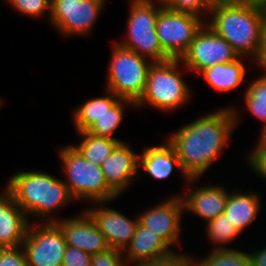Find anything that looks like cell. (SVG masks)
I'll return each mask as SVG.
<instances>
[{"mask_svg":"<svg viewBox=\"0 0 266 266\" xmlns=\"http://www.w3.org/2000/svg\"><path fill=\"white\" fill-rule=\"evenodd\" d=\"M22 247L29 266H62L67 247L63 231L55 222L29 224Z\"/></svg>","mask_w":266,"mask_h":266,"instance_id":"8fae6325","label":"cell"},{"mask_svg":"<svg viewBox=\"0 0 266 266\" xmlns=\"http://www.w3.org/2000/svg\"><path fill=\"white\" fill-rule=\"evenodd\" d=\"M251 266H266V245L262 249L249 252Z\"/></svg>","mask_w":266,"mask_h":266,"instance_id":"d590c367","label":"cell"},{"mask_svg":"<svg viewBox=\"0 0 266 266\" xmlns=\"http://www.w3.org/2000/svg\"><path fill=\"white\" fill-rule=\"evenodd\" d=\"M123 251L109 248L107 251L92 255L91 266H127Z\"/></svg>","mask_w":266,"mask_h":266,"instance_id":"4dcf8cb0","label":"cell"},{"mask_svg":"<svg viewBox=\"0 0 266 266\" xmlns=\"http://www.w3.org/2000/svg\"><path fill=\"white\" fill-rule=\"evenodd\" d=\"M239 57L235 61L224 64H216L205 69L199 75L207 81L213 89L220 92H228L239 87L245 81L247 67Z\"/></svg>","mask_w":266,"mask_h":266,"instance_id":"44dd1931","label":"cell"},{"mask_svg":"<svg viewBox=\"0 0 266 266\" xmlns=\"http://www.w3.org/2000/svg\"><path fill=\"white\" fill-rule=\"evenodd\" d=\"M262 7L266 10V0L264 1V4Z\"/></svg>","mask_w":266,"mask_h":266,"instance_id":"ab89813d","label":"cell"},{"mask_svg":"<svg viewBox=\"0 0 266 266\" xmlns=\"http://www.w3.org/2000/svg\"><path fill=\"white\" fill-rule=\"evenodd\" d=\"M266 10L256 4L227 3L210 9L206 24L224 38L239 55L257 58Z\"/></svg>","mask_w":266,"mask_h":266,"instance_id":"7a4b0ae2","label":"cell"},{"mask_svg":"<svg viewBox=\"0 0 266 266\" xmlns=\"http://www.w3.org/2000/svg\"><path fill=\"white\" fill-rule=\"evenodd\" d=\"M180 63L179 59L153 62L148 71L146 89L135 108L149 105L163 113H173L181 106H185L193 92L182 78Z\"/></svg>","mask_w":266,"mask_h":266,"instance_id":"277c9868","label":"cell"},{"mask_svg":"<svg viewBox=\"0 0 266 266\" xmlns=\"http://www.w3.org/2000/svg\"><path fill=\"white\" fill-rule=\"evenodd\" d=\"M106 204L108 202H95V208H86L85 211L104 235L109 247L124 251L136 232L138 215H135L134 220L130 219Z\"/></svg>","mask_w":266,"mask_h":266,"instance_id":"4fadbf2b","label":"cell"},{"mask_svg":"<svg viewBox=\"0 0 266 266\" xmlns=\"http://www.w3.org/2000/svg\"><path fill=\"white\" fill-rule=\"evenodd\" d=\"M171 247L157 234L152 233L140 223L131 239L130 244L123 251L127 263L130 265L140 261L157 259L170 254Z\"/></svg>","mask_w":266,"mask_h":266,"instance_id":"d6986e66","label":"cell"},{"mask_svg":"<svg viewBox=\"0 0 266 266\" xmlns=\"http://www.w3.org/2000/svg\"><path fill=\"white\" fill-rule=\"evenodd\" d=\"M253 63H255L258 68H263L264 73H266V20L264 22L263 29H262L260 51H259L257 58L255 59Z\"/></svg>","mask_w":266,"mask_h":266,"instance_id":"e575fe53","label":"cell"},{"mask_svg":"<svg viewBox=\"0 0 266 266\" xmlns=\"http://www.w3.org/2000/svg\"><path fill=\"white\" fill-rule=\"evenodd\" d=\"M244 94V103L247 111L255 118L266 123V73H262L259 77L249 81Z\"/></svg>","mask_w":266,"mask_h":266,"instance_id":"484cf974","label":"cell"},{"mask_svg":"<svg viewBox=\"0 0 266 266\" xmlns=\"http://www.w3.org/2000/svg\"><path fill=\"white\" fill-rule=\"evenodd\" d=\"M31 220L4 187L0 193V248H16L23 244Z\"/></svg>","mask_w":266,"mask_h":266,"instance_id":"e0dca14e","label":"cell"},{"mask_svg":"<svg viewBox=\"0 0 266 266\" xmlns=\"http://www.w3.org/2000/svg\"><path fill=\"white\" fill-rule=\"evenodd\" d=\"M141 151L139 168H144L145 172L154 180L164 181L169 178L175 171V167L180 170L186 183L190 179L183 172L177 154L167 140L163 144L143 147Z\"/></svg>","mask_w":266,"mask_h":266,"instance_id":"ac0fdd59","label":"cell"},{"mask_svg":"<svg viewBox=\"0 0 266 266\" xmlns=\"http://www.w3.org/2000/svg\"><path fill=\"white\" fill-rule=\"evenodd\" d=\"M14 10L24 16L31 18H40L44 14L48 15V21L51 17L52 0H8Z\"/></svg>","mask_w":266,"mask_h":266,"instance_id":"83f0119b","label":"cell"},{"mask_svg":"<svg viewBox=\"0 0 266 266\" xmlns=\"http://www.w3.org/2000/svg\"><path fill=\"white\" fill-rule=\"evenodd\" d=\"M160 2L167 9L191 13L203 18L205 21L208 19L210 12L203 0H160Z\"/></svg>","mask_w":266,"mask_h":266,"instance_id":"f1b7e54d","label":"cell"},{"mask_svg":"<svg viewBox=\"0 0 266 266\" xmlns=\"http://www.w3.org/2000/svg\"><path fill=\"white\" fill-rule=\"evenodd\" d=\"M106 0H52L49 23L61 35H89L104 8Z\"/></svg>","mask_w":266,"mask_h":266,"instance_id":"9c48e42d","label":"cell"},{"mask_svg":"<svg viewBox=\"0 0 266 266\" xmlns=\"http://www.w3.org/2000/svg\"><path fill=\"white\" fill-rule=\"evenodd\" d=\"M237 58L239 55L233 47L205 23L179 60L186 71L199 76L207 68L230 63Z\"/></svg>","mask_w":266,"mask_h":266,"instance_id":"30bf717a","label":"cell"},{"mask_svg":"<svg viewBox=\"0 0 266 266\" xmlns=\"http://www.w3.org/2000/svg\"><path fill=\"white\" fill-rule=\"evenodd\" d=\"M64 183L76 201L111 202L119 196L108 186L101 165L88 162L71 144L59 149Z\"/></svg>","mask_w":266,"mask_h":266,"instance_id":"5b68a950","label":"cell"},{"mask_svg":"<svg viewBox=\"0 0 266 266\" xmlns=\"http://www.w3.org/2000/svg\"><path fill=\"white\" fill-rule=\"evenodd\" d=\"M203 1L209 9L231 2V0H203Z\"/></svg>","mask_w":266,"mask_h":266,"instance_id":"74e56055","label":"cell"},{"mask_svg":"<svg viewBox=\"0 0 266 266\" xmlns=\"http://www.w3.org/2000/svg\"><path fill=\"white\" fill-rule=\"evenodd\" d=\"M105 91L107 96L91 98L72 110L76 132L87 131L119 99L113 92Z\"/></svg>","mask_w":266,"mask_h":266,"instance_id":"7402d4cb","label":"cell"},{"mask_svg":"<svg viewBox=\"0 0 266 266\" xmlns=\"http://www.w3.org/2000/svg\"><path fill=\"white\" fill-rule=\"evenodd\" d=\"M127 37L117 43L152 62L172 59L162 48L156 31L160 0H130Z\"/></svg>","mask_w":266,"mask_h":266,"instance_id":"8992f818","label":"cell"},{"mask_svg":"<svg viewBox=\"0 0 266 266\" xmlns=\"http://www.w3.org/2000/svg\"><path fill=\"white\" fill-rule=\"evenodd\" d=\"M101 168L108 186L119 197L140 177L142 170L139 168V154L126 141L115 147Z\"/></svg>","mask_w":266,"mask_h":266,"instance_id":"9a60e30c","label":"cell"},{"mask_svg":"<svg viewBox=\"0 0 266 266\" xmlns=\"http://www.w3.org/2000/svg\"><path fill=\"white\" fill-rule=\"evenodd\" d=\"M92 255L78 248L67 246L62 260V266H91Z\"/></svg>","mask_w":266,"mask_h":266,"instance_id":"836d02e7","label":"cell"},{"mask_svg":"<svg viewBox=\"0 0 266 266\" xmlns=\"http://www.w3.org/2000/svg\"><path fill=\"white\" fill-rule=\"evenodd\" d=\"M4 187L27 218L32 215L42 223L55 222L53 213L75 200L63 180L38 170L18 171Z\"/></svg>","mask_w":266,"mask_h":266,"instance_id":"3957f363","label":"cell"},{"mask_svg":"<svg viewBox=\"0 0 266 266\" xmlns=\"http://www.w3.org/2000/svg\"><path fill=\"white\" fill-rule=\"evenodd\" d=\"M74 216V217H73ZM57 218L55 223L64 233L67 246L78 248L90 255L107 251L110 247L85 210L78 216Z\"/></svg>","mask_w":266,"mask_h":266,"instance_id":"5bb4252c","label":"cell"},{"mask_svg":"<svg viewBox=\"0 0 266 266\" xmlns=\"http://www.w3.org/2000/svg\"><path fill=\"white\" fill-rule=\"evenodd\" d=\"M133 266H195L194 257L172 251L170 254L151 260L140 261Z\"/></svg>","mask_w":266,"mask_h":266,"instance_id":"f546056e","label":"cell"},{"mask_svg":"<svg viewBox=\"0 0 266 266\" xmlns=\"http://www.w3.org/2000/svg\"><path fill=\"white\" fill-rule=\"evenodd\" d=\"M205 23L203 18L194 14L177 12L162 6L156 31L163 50L172 59H180Z\"/></svg>","mask_w":266,"mask_h":266,"instance_id":"ba28073f","label":"cell"},{"mask_svg":"<svg viewBox=\"0 0 266 266\" xmlns=\"http://www.w3.org/2000/svg\"><path fill=\"white\" fill-rule=\"evenodd\" d=\"M209 252L200 260L194 258L195 266H251L249 252L242 249H212Z\"/></svg>","mask_w":266,"mask_h":266,"instance_id":"4316f807","label":"cell"},{"mask_svg":"<svg viewBox=\"0 0 266 266\" xmlns=\"http://www.w3.org/2000/svg\"><path fill=\"white\" fill-rule=\"evenodd\" d=\"M172 196V197H171ZM139 213V223L152 233L160 236L170 247L181 244L182 215L184 205L181 196L171 195Z\"/></svg>","mask_w":266,"mask_h":266,"instance_id":"7c38bea8","label":"cell"},{"mask_svg":"<svg viewBox=\"0 0 266 266\" xmlns=\"http://www.w3.org/2000/svg\"><path fill=\"white\" fill-rule=\"evenodd\" d=\"M247 155V163L252 171L266 181V148L253 147Z\"/></svg>","mask_w":266,"mask_h":266,"instance_id":"d6a6232c","label":"cell"},{"mask_svg":"<svg viewBox=\"0 0 266 266\" xmlns=\"http://www.w3.org/2000/svg\"><path fill=\"white\" fill-rule=\"evenodd\" d=\"M265 0H231L233 3L256 4L263 6Z\"/></svg>","mask_w":266,"mask_h":266,"instance_id":"f35d334b","label":"cell"},{"mask_svg":"<svg viewBox=\"0 0 266 266\" xmlns=\"http://www.w3.org/2000/svg\"><path fill=\"white\" fill-rule=\"evenodd\" d=\"M81 141L76 146L72 144L88 162L101 165L120 143L109 137L95 136L87 131L76 132Z\"/></svg>","mask_w":266,"mask_h":266,"instance_id":"603a6c76","label":"cell"},{"mask_svg":"<svg viewBox=\"0 0 266 266\" xmlns=\"http://www.w3.org/2000/svg\"><path fill=\"white\" fill-rule=\"evenodd\" d=\"M259 134V139L256 141L258 143L254 147L266 148V123L262 125L261 132Z\"/></svg>","mask_w":266,"mask_h":266,"instance_id":"8d00e7d4","label":"cell"},{"mask_svg":"<svg viewBox=\"0 0 266 266\" xmlns=\"http://www.w3.org/2000/svg\"><path fill=\"white\" fill-rule=\"evenodd\" d=\"M0 266H29L23 247L0 248Z\"/></svg>","mask_w":266,"mask_h":266,"instance_id":"1f68e13d","label":"cell"},{"mask_svg":"<svg viewBox=\"0 0 266 266\" xmlns=\"http://www.w3.org/2000/svg\"><path fill=\"white\" fill-rule=\"evenodd\" d=\"M128 105V106H127ZM130 105L135 107V103L119 98L109 110H107L88 130L87 132L102 137H109L112 139L118 140L120 143L124 142L122 139L116 138L113 136V133L116 132L118 127L123 121L124 113L126 106L129 108Z\"/></svg>","mask_w":266,"mask_h":266,"instance_id":"cb8c5ba5","label":"cell"},{"mask_svg":"<svg viewBox=\"0 0 266 266\" xmlns=\"http://www.w3.org/2000/svg\"><path fill=\"white\" fill-rule=\"evenodd\" d=\"M199 178H190L186 183L189 191L186 195H180L184 205V211L200 217L205 222L224 213L229 191L222 185H202L194 187L193 184ZM190 185V186H189Z\"/></svg>","mask_w":266,"mask_h":266,"instance_id":"2e32d148","label":"cell"},{"mask_svg":"<svg viewBox=\"0 0 266 266\" xmlns=\"http://www.w3.org/2000/svg\"><path fill=\"white\" fill-rule=\"evenodd\" d=\"M261 197L254 190L242 193V190H229L224 213L241 233L245 228L255 222L261 210Z\"/></svg>","mask_w":266,"mask_h":266,"instance_id":"ffe728a7","label":"cell"},{"mask_svg":"<svg viewBox=\"0 0 266 266\" xmlns=\"http://www.w3.org/2000/svg\"><path fill=\"white\" fill-rule=\"evenodd\" d=\"M239 113L231 105L223 107L205 113L167 136L189 178H200L214 165L240 122Z\"/></svg>","mask_w":266,"mask_h":266,"instance_id":"6da1fadb","label":"cell"},{"mask_svg":"<svg viewBox=\"0 0 266 266\" xmlns=\"http://www.w3.org/2000/svg\"><path fill=\"white\" fill-rule=\"evenodd\" d=\"M206 224L205 233L207 238L208 240H211V242L215 243L212 249H233L231 246L225 247L224 245L231 243V241L239 237L241 232L234 224L231 223L225 213L207 221Z\"/></svg>","mask_w":266,"mask_h":266,"instance_id":"d4e9b609","label":"cell"},{"mask_svg":"<svg viewBox=\"0 0 266 266\" xmlns=\"http://www.w3.org/2000/svg\"><path fill=\"white\" fill-rule=\"evenodd\" d=\"M108 61L106 90L135 104L140 100L147 84L153 62L114 42Z\"/></svg>","mask_w":266,"mask_h":266,"instance_id":"52a82bcc","label":"cell"}]
</instances>
